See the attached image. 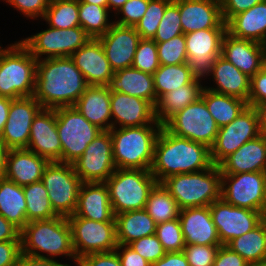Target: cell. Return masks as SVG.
Instances as JSON below:
<instances>
[{
    "mask_svg": "<svg viewBox=\"0 0 266 266\" xmlns=\"http://www.w3.org/2000/svg\"><path fill=\"white\" fill-rule=\"evenodd\" d=\"M88 86L70 57L37 60L33 96L43 108L74 106Z\"/></svg>",
    "mask_w": 266,
    "mask_h": 266,
    "instance_id": "obj_1",
    "label": "cell"
},
{
    "mask_svg": "<svg viewBox=\"0 0 266 266\" xmlns=\"http://www.w3.org/2000/svg\"><path fill=\"white\" fill-rule=\"evenodd\" d=\"M212 165L211 150L207 145L175 136L162 126L150 168L158 183L170 176L206 170Z\"/></svg>",
    "mask_w": 266,
    "mask_h": 266,
    "instance_id": "obj_2",
    "label": "cell"
},
{
    "mask_svg": "<svg viewBox=\"0 0 266 266\" xmlns=\"http://www.w3.org/2000/svg\"><path fill=\"white\" fill-rule=\"evenodd\" d=\"M21 253L37 257L55 259L67 256L76 263L72 244V230L66 217L57 216L51 219L28 222L20 230ZM39 251V252H38ZM42 254H41V253ZM47 255H43V253Z\"/></svg>",
    "mask_w": 266,
    "mask_h": 266,
    "instance_id": "obj_3",
    "label": "cell"
},
{
    "mask_svg": "<svg viewBox=\"0 0 266 266\" xmlns=\"http://www.w3.org/2000/svg\"><path fill=\"white\" fill-rule=\"evenodd\" d=\"M161 124L111 128L113 161L116 168L150 170Z\"/></svg>",
    "mask_w": 266,
    "mask_h": 266,
    "instance_id": "obj_4",
    "label": "cell"
},
{
    "mask_svg": "<svg viewBox=\"0 0 266 266\" xmlns=\"http://www.w3.org/2000/svg\"><path fill=\"white\" fill-rule=\"evenodd\" d=\"M161 184L175 199L180 210L210 206L221 198V171L214 164L206 170L170 176Z\"/></svg>",
    "mask_w": 266,
    "mask_h": 266,
    "instance_id": "obj_5",
    "label": "cell"
},
{
    "mask_svg": "<svg viewBox=\"0 0 266 266\" xmlns=\"http://www.w3.org/2000/svg\"><path fill=\"white\" fill-rule=\"evenodd\" d=\"M0 45V96L18 99L33 96L37 59L20 42Z\"/></svg>",
    "mask_w": 266,
    "mask_h": 266,
    "instance_id": "obj_6",
    "label": "cell"
},
{
    "mask_svg": "<svg viewBox=\"0 0 266 266\" xmlns=\"http://www.w3.org/2000/svg\"><path fill=\"white\" fill-rule=\"evenodd\" d=\"M114 215L145 209L148 196L158 183L150 170L117 168L105 182Z\"/></svg>",
    "mask_w": 266,
    "mask_h": 266,
    "instance_id": "obj_7",
    "label": "cell"
},
{
    "mask_svg": "<svg viewBox=\"0 0 266 266\" xmlns=\"http://www.w3.org/2000/svg\"><path fill=\"white\" fill-rule=\"evenodd\" d=\"M56 127L62 145V162L73 164L103 130L90 123L75 106L56 108Z\"/></svg>",
    "mask_w": 266,
    "mask_h": 266,
    "instance_id": "obj_8",
    "label": "cell"
},
{
    "mask_svg": "<svg viewBox=\"0 0 266 266\" xmlns=\"http://www.w3.org/2000/svg\"><path fill=\"white\" fill-rule=\"evenodd\" d=\"M42 183L54 212L58 216H72L77 208L79 189L82 184L73 164L49 162L42 174Z\"/></svg>",
    "mask_w": 266,
    "mask_h": 266,
    "instance_id": "obj_9",
    "label": "cell"
},
{
    "mask_svg": "<svg viewBox=\"0 0 266 266\" xmlns=\"http://www.w3.org/2000/svg\"><path fill=\"white\" fill-rule=\"evenodd\" d=\"M163 126L175 136L200 142L209 148L214 145L219 130L201 97L174 114Z\"/></svg>",
    "mask_w": 266,
    "mask_h": 266,
    "instance_id": "obj_10",
    "label": "cell"
},
{
    "mask_svg": "<svg viewBox=\"0 0 266 266\" xmlns=\"http://www.w3.org/2000/svg\"><path fill=\"white\" fill-rule=\"evenodd\" d=\"M221 198L233 206L266 214L264 172L221 174Z\"/></svg>",
    "mask_w": 266,
    "mask_h": 266,
    "instance_id": "obj_11",
    "label": "cell"
},
{
    "mask_svg": "<svg viewBox=\"0 0 266 266\" xmlns=\"http://www.w3.org/2000/svg\"><path fill=\"white\" fill-rule=\"evenodd\" d=\"M89 39L80 26L68 29L49 27L20 42L37 60H41L42 55H46L44 58L70 57Z\"/></svg>",
    "mask_w": 266,
    "mask_h": 266,
    "instance_id": "obj_12",
    "label": "cell"
},
{
    "mask_svg": "<svg viewBox=\"0 0 266 266\" xmlns=\"http://www.w3.org/2000/svg\"><path fill=\"white\" fill-rule=\"evenodd\" d=\"M76 258L91 253L111 252L118 246L115 222H97L69 216Z\"/></svg>",
    "mask_w": 266,
    "mask_h": 266,
    "instance_id": "obj_13",
    "label": "cell"
},
{
    "mask_svg": "<svg viewBox=\"0 0 266 266\" xmlns=\"http://www.w3.org/2000/svg\"><path fill=\"white\" fill-rule=\"evenodd\" d=\"M259 135L258 112L255 107L247 106L232 122L219 128L216 141L210 148L212 163L218 166L240 146Z\"/></svg>",
    "mask_w": 266,
    "mask_h": 266,
    "instance_id": "obj_14",
    "label": "cell"
},
{
    "mask_svg": "<svg viewBox=\"0 0 266 266\" xmlns=\"http://www.w3.org/2000/svg\"><path fill=\"white\" fill-rule=\"evenodd\" d=\"M82 183L106 182L117 169L113 161L110 131H102L73 163Z\"/></svg>",
    "mask_w": 266,
    "mask_h": 266,
    "instance_id": "obj_15",
    "label": "cell"
},
{
    "mask_svg": "<svg viewBox=\"0 0 266 266\" xmlns=\"http://www.w3.org/2000/svg\"><path fill=\"white\" fill-rule=\"evenodd\" d=\"M209 208L222 245L256 228L265 219L263 213L233 206L223 198Z\"/></svg>",
    "mask_w": 266,
    "mask_h": 266,
    "instance_id": "obj_16",
    "label": "cell"
},
{
    "mask_svg": "<svg viewBox=\"0 0 266 266\" xmlns=\"http://www.w3.org/2000/svg\"><path fill=\"white\" fill-rule=\"evenodd\" d=\"M226 32L227 28H210L184 34L188 64L196 78L202 80L211 74L215 59L221 55Z\"/></svg>",
    "mask_w": 266,
    "mask_h": 266,
    "instance_id": "obj_17",
    "label": "cell"
},
{
    "mask_svg": "<svg viewBox=\"0 0 266 266\" xmlns=\"http://www.w3.org/2000/svg\"><path fill=\"white\" fill-rule=\"evenodd\" d=\"M42 109L34 96L11 100L8 119L0 136L8 150L28 147L32 121Z\"/></svg>",
    "mask_w": 266,
    "mask_h": 266,
    "instance_id": "obj_18",
    "label": "cell"
},
{
    "mask_svg": "<svg viewBox=\"0 0 266 266\" xmlns=\"http://www.w3.org/2000/svg\"><path fill=\"white\" fill-rule=\"evenodd\" d=\"M98 39L114 72L132 67L137 45L141 39L135 27L121 26L114 23Z\"/></svg>",
    "mask_w": 266,
    "mask_h": 266,
    "instance_id": "obj_19",
    "label": "cell"
},
{
    "mask_svg": "<svg viewBox=\"0 0 266 266\" xmlns=\"http://www.w3.org/2000/svg\"><path fill=\"white\" fill-rule=\"evenodd\" d=\"M112 128L139 127L160 124L155 116V106L142 98L120 92H110Z\"/></svg>",
    "mask_w": 266,
    "mask_h": 266,
    "instance_id": "obj_20",
    "label": "cell"
},
{
    "mask_svg": "<svg viewBox=\"0 0 266 266\" xmlns=\"http://www.w3.org/2000/svg\"><path fill=\"white\" fill-rule=\"evenodd\" d=\"M49 162H62V145L56 127L55 109L43 108L31 125L29 145L26 148Z\"/></svg>",
    "mask_w": 266,
    "mask_h": 266,
    "instance_id": "obj_21",
    "label": "cell"
},
{
    "mask_svg": "<svg viewBox=\"0 0 266 266\" xmlns=\"http://www.w3.org/2000/svg\"><path fill=\"white\" fill-rule=\"evenodd\" d=\"M221 56L252 78L266 64V45L237 38L226 32L222 40Z\"/></svg>",
    "mask_w": 266,
    "mask_h": 266,
    "instance_id": "obj_22",
    "label": "cell"
},
{
    "mask_svg": "<svg viewBox=\"0 0 266 266\" xmlns=\"http://www.w3.org/2000/svg\"><path fill=\"white\" fill-rule=\"evenodd\" d=\"M70 58L82 72L88 85L108 86L114 71L99 39L90 38Z\"/></svg>",
    "mask_w": 266,
    "mask_h": 266,
    "instance_id": "obj_23",
    "label": "cell"
},
{
    "mask_svg": "<svg viewBox=\"0 0 266 266\" xmlns=\"http://www.w3.org/2000/svg\"><path fill=\"white\" fill-rule=\"evenodd\" d=\"M183 34L210 28H227L220 0H179Z\"/></svg>",
    "mask_w": 266,
    "mask_h": 266,
    "instance_id": "obj_24",
    "label": "cell"
},
{
    "mask_svg": "<svg viewBox=\"0 0 266 266\" xmlns=\"http://www.w3.org/2000/svg\"><path fill=\"white\" fill-rule=\"evenodd\" d=\"M178 218L185 245H222L209 206L182 209Z\"/></svg>",
    "mask_w": 266,
    "mask_h": 266,
    "instance_id": "obj_25",
    "label": "cell"
},
{
    "mask_svg": "<svg viewBox=\"0 0 266 266\" xmlns=\"http://www.w3.org/2000/svg\"><path fill=\"white\" fill-rule=\"evenodd\" d=\"M73 215L97 222H115L107 184L105 182L82 183L77 208Z\"/></svg>",
    "mask_w": 266,
    "mask_h": 266,
    "instance_id": "obj_26",
    "label": "cell"
},
{
    "mask_svg": "<svg viewBox=\"0 0 266 266\" xmlns=\"http://www.w3.org/2000/svg\"><path fill=\"white\" fill-rule=\"evenodd\" d=\"M49 161L28 149H10L6 154L4 177L20 186L41 181Z\"/></svg>",
    "mask_w": 266,
    "mask_h": 266,
    "instance_id": "obj_27",
    "label": "cell"
},
{
    "mask_svg": "<svg viewBox=\"0 0 266 266\" xmlns=\"http://www.w3.org/2000/svg\"><path fill=\"white\" fill-rule=\"evenodd\" d=\"M218 166L221 174L264 171L266 166V136L261 134L244 143Z\"/></svg>",
    "mask_w": 266,
    "mask_h": 266,
    "instance_id": "obj_28",
    "label": "cell"
},
{
    "mask_svg": "<svg viewBox=\"0 0 266 266\" xmlns=\"http://www.w3.org/2000/svg\"><path fill=\"white\" fill-rule=\"evenodd\" d=\"M74 106L90 123L101 130L109 131L112 128L108 86L89 85Z\"/></svg>",
    "mask_w": 266,
    "mask_h": 266,
    "instance_id": "obj_29",
    "label": "cell"
},
{
    "mask_svg": "<svg viewBox=\"0 0 266 266\" xmlns=\"http://www.w3.org/2000/svg\"><path fill=\"white\" fill-rule=\"evenodd\" d=\"M217 86L205 88L220 94L236 97L248 102L251 78L243 74L221 55L211 68V74Z\"/></svg>",
    "mask_w": 266,
    "mask_h": 266,
    "instance_id": "obj_30",
    "label": "cell"
},
{
    "mask_svg": "<svg viewBox=\"0 0 266 266\" xmlns=\"http://www.w3.org/2000/svg\"><path fill=\"white\" fill-rule=\"evenodd\" d=\"M226 25L230 35L266 45V0L233 16Z\"/></svg>",
    "mask_w": 266,
    "mask_h": 266,
    "instance_id": "obj_31",
    "label": "cell"
},
{
    "mask_svg": "<svg viewBox=\"0 0 266 266\" xmlns=\"http://www.w3.org/2000/svg\"><path fill=\"white\" fill-rule=\"evenodd\" d=\"M110 92H120L142 98L156 106V92L152 74L133 67L117 70L108 85Z\"/></svg>",
    "mask_w": 266,
    "mask_h": 266,
    "instance_id": "obj_32",
    "label": "cell"
},
{
    "mask_svg": "<svg viewBox=\"0 0 266 266\" xmlns=\"http://www.w3.org/2000/svg\"><path fill=\"white\" fill-rule=\"evenodd\" d=\"M156 225L145 209L119 213L115 215L117 242L128 245L136 239L153 235Z\"/></svg>",
    "mask_w": 266,
    "mask_h": 266,
    "instance_id": "obj_33",
    "label": "cell"
},
{
    "mask_svg": "<svg viewBox=\"0 0 266 266\" xmlns=\"http://www.w3.org/2000/svg\"><path fill=\"white\" fill-rule=\"evenodd\" d=\"M201 79L195 78L191 83L164 94L155 106L157 121L164 125L174 114L195 102L203 89Z\"/></svg>",
    "mask_w": 266,
    "mask_h": 266,
    "instance_id": "obj_34",
    "label": "cell"
},
{
    "mask_svg": "<svg viewBox=\"0 0 266 266\" xmlns=\"http://www.w3.org/2000/svg\"><path fill=\"white\" fill-rule=\"evenodd\" d=\"M23 187L5 177L0 178V214L21 230L28 222Z\"/></svg>",
    "mask_w": 266,
    "mask_h": 266,
    "instance_id": "obj_35",
    "label": "cell"
},
{
    "mask_svg": "<svg viewBox=\"0 0 266 266\" xmlns=\"http://www.w3.org/2000/svg\"><path fill=\"white\" fill-rule=\"evenodd\" d=\"M200 97L205 101L219 128L232 122L248 106L247 101L213 92L205 86Z\"/></svg>",
    "mask_w": 266,
    "mask_h": 266,
    "instance_id": "obj_36",
    "label": "cell"
},
{
    "mask_svg": "<svg viewBox=\"0 0 266 266\" xmlns=\"http://www.w3.org/2000/svg\"><path fill=\"white\" fill-rule=\"evenodd\" d=\"M247 262L266 260V219L246 234L231 240L227 245Z\"/></svg>",
    "mask_w": 266,
    "mask_h": 266,
    "instance_id": "obj_37",
    "label": "cell"
},
{
    "mask_svg": "<svg viewBox=\"0 0 266 266\" xmlns=\"http://www.w3.org/2000/svg\"><path fill=\"white\" fill-rule=\"evenodd\" d=\"M157 101L164 95L181 86L191 83L196 77L188 63L160 65L153 74Z\"/></svg>",
    "mask_w": 266,
    "mask_h": 266,
    "instance_id": "obj_38",
    "label": "cell"
},
{
    "mask_svg": "<svg viewBox=\"0 0 266 266\" xmlns=\"http://www.w3.org/2000/svg\"><path fill=\"white\" fill-rule=\"evenodd\" d=\"M145 210L156 224L174 220L180 212L177 202L161 183L151 190Z\"/></svg>",
    "mask_w": 266,
    "mask_h": 266,
    "instance_id": "obj_39",
    "label": "cell"
},
{
    "mask_svg": "<svg viewBox=\"0 0 266 266\" xmlns=\"http://www.w3.org/2000/svg\"><path fill=\"white\" fill-rule=\"evenodd\" d=\"M80 27L90 38L98 39L114 24L109 21L110 10L104 6L78 0Z\"/></svg>",
    "mask_w": 266,
    "mask_h": 266,
    "instance_id": "obj_40",
    "label": "cell"
},
{
    "mask_svg": "<svg viewBox=\"0 0 266 266\" xmlns=\"http://www.w3.org/2000/svg\"><path fill=\"white\" fill-rule=\"evenodd\" d=\"M26 200L27 222L57 217L50 203L47 189L42 181L23 186Z\"/></svg>",
    "mask_w": 266,
    "mask_h": 266,
    "instance_id": "obj_41",
    "label": "cell"
},
{
    "mask_svg": "<svg viewBox=\"0 0 266 266\" xmlns=\"http://www.w3.org/2000/svg\"><path fill=\"white\" fill-rule=\"evenodd\" d=\"M44 19L55 29L80 26L78 0H50Z\"/></svg>",
    "mask_w": 266,
    "mask_h": 266,
    "instance_id": "obj_42",
    "label": "cell"
},
{
    "mask_svg": "<svg viewBox=\"0 0 266 266\" xmlns=\"http://www.w3.org/2000/svg\"><path fill=\"white\" fill-rule=\"evenodd\" d=\"M181 34H183V29L179 13V0H172L166 6L153 40L156 43H163Z\"/></svg>",
    "mask_w": 266,
    "mask_h": 266,
    "instance_id": "obj_43",
    "label": "cell"
},
{
    "mask_svg": "<svg viewBox=\"0 0 266 266\" xmlns=\"http://www.w3.org/2000/svg\"><path fill=\"white\" fill-rule=\"evenodd\" d=\"M172 0H149L144 16L135 25L136 31L142 39H153L159 23L164 15L166 6Z\"/></svg>",
    "mask_w": 266,
    "mask_h": 266,
    "instance_id": "obj_44",
    "label": "cell"
},
{
    "mask_svg": "<svg viewBox=\"0 0 266 266\" xmlns=\"http://www.w3.org/2000/svg\"><path fill=\"white\" fill-rule=\"evenodd\" d=\"M156 44L160 65L188 63L184 34L173 37L166 42Z\"/></svg>",
    "mask_w": 266,
    "mask_h": 266,
    "instance_id": "obj_45",
    "label": "cell"
},
{
    "mask_svg": "<svg viewBox=\"0 0 266 266\" xmlns=\"http://www.w3.org/2000/svg\"><path fill=\"white\" fill-rule=\"evenodd\" d=\"M155 234L166 252L183 251L185 243L179 218L157 224Z\"/></svg>",
    "mask_w": 266,
    "mask_h": 266,
    "instance_id": "obj_46",
    "label": "cell"
},
{
    "mask_svg": "<svg viewBox=\"0 0 266 266\" xmlns=\"http://www.w3.org/2000/svg\"><path fill=\"white\" fill-rule=\"evenodd\" d=\"M159 66L156 42L153 39L141 38L137 45L132 67L153 75Z\"/></svg>",
    "mask_w": 266,
    "mask_h": 266,
    "instance_id": "obj_47",
    "label": "cell"
},
{
    "mask_svg": "<svg viewBox=\"0 0 266 266\" xmlns=\"http://www.w3.org/2000/svg\"><path fill=\"white\" fill-rule=\"evenodd\" d=\"M128 246L150 264L161 259L166 253L156 234L136 239Z\"/></svg>",
    "mask_w": 266,
    "mask_h": 266,
    "instance_id": "obj_48",
    "label": "cell"
},
{
    "mask_svg": "<svg viewBox=\"0 0 266 266\" xmlns=\"http://www.w3.org/2000/svg\"><path fill=\"white\" fill-rule=\"evenodd\" d=\"M219 246L185 245L183 253L189 266H213Z\"/></svg>",
    "mask_w": 266,
    "mask_h": 266,
    "instance_id": "obj_49",
    "label": "cell"
},
{
    "mask_svg": "<svg viewBox=\"0 0 266 266\" xmlns=\"http://www.w3.org/2000/svg\"><path fill=\"white\" fill-rule=\"evenodd\" d=\"M149 0H128L115 14H122L119 20L113 23L121 26L135 27L144 16Z\"/></svg>",
    "mask_w": 266,
    "mask_h": 266,
    "instance_id": "obj_50",
    "label": "cell"
},
{
    "mask_svg": "<svg viewBox=\"0 0 266 266\" xmlns=\"http://www.w3.org/2000/svg\"><path fill=\"white\" fill-rule=\"evenodd\" d=\"M9 3L25 17L36 19L44 16L50 0H3Z\"/></svg>",
    "mask_w": 266,
    "mask_h": 266,
    "instance_id": "obj_51",
    "label": "cell"
},
{
    "mask_svg": "<svg viewBox=\"0 0 266 266\" xmlns=\"http://www.w3.org/2000/svg\"><path fill=\"white\" fill-rule=\"evenodd\" d=\"M264 102H266V64L251 78L247 103L248 106L256 107Z\"/></svg>",
    "mask_w": 266,
    "mask_h": 266,
    "instance_id": "obj_52",
    "label": "cell"
},
{
    "mask_svg": "<svg viewBox=\"0 0 266 266\" xmlns=\"http://www.w3.org/2000/svg\"><path fill=\"white\" fill-rule=\"evenodd\" d=\"M77 266H122L116 250L111 252L91 253L79 257Z\"/></svg>",
    "mask_w": 266,
    "mask_h": 266,
    "instance_id": "obj_53",
    "label": "cell"
},
{
    "mask_svg": "<svg viewBox=\"0 0 266 266\" xmlns=\"http://www.w3.org/2000/svg\"><path fill=\"white\" fill-rule=\"evenodd\" d=\"M263 1L265 0H220L224 22L227 23L233 16L247 11L251 7Z\"/></svg>",
    "mask_w": 266,
    "mask_h": 266,
    "instance_id": "obj_54",
    "label": "cell"
},
{
    "mask_svg": "<svg viewBox=\"0 0 266 266\" xmlns=\"http://www.w3.org/2000/svg\"><path fill=\"white\" fill-rule=\"evenodd\" d=\"M21 255V241L0 242V266H17Z\"/></svg>",
    "mask_w": 266,
    "mask_h": 266,
    "instance_id": "obj_55",
    "label": "cell"
},
{
    "mask_svg": "<svg viewBox=\"0 0 266 266\" xmlns=\"http://www.w3.org/2000/svg\"><path fill=\"white\" fill-rule=\"evenodd\" d=\"M247 261L226 245L219 246L213 266H246Z\"/></svg>",
    "mask_w": 266,
    "mask_h": 266,
    "instance_id": "obj_56",
    "label": "cell"
},
{
    "mask_svg": "<svg viewBox=\"0 0 266 266\" xmlns=\"http://www.w3.org/2000/svg\"><path fill=\"white\" fill-rule=\"evenodd\" d=\"M115 250L122 266H151L146 259L133 251L128 245L118 244Z\"/></svg>",
    "mask_w": 266,
    "mask_h": 266,
    "instance_id": "obj_57",
    "label": "cell"
},
{
    "mask_svg": "<svg viewBox=\"0 0 266 266\" xmlns=\"http://www.w3.org/2000/svg\"><path fill=\"white\" fill-rule=\"evenodd\" d=\"M151 266H189L183 251L166 252L158 261L151 263Z\"/></svg>",
    "mask_w": 266,
    "mask_h": 266,
    "instance_id": "obj_58",
    "label": "cell"
},
{
    "mask_svg": "<svg viewBox=\"0 0 266 266\" xmlns=\"http://www.w3.org/2000/svg\"><path fill=\"white\" fill-rule=\"evenodd\" d=\"M21 241L20 230L0 214V242Z\"/></svg>",
    "mask_w": 266,
    "mask_h": 266,
    "instance_id": "obj_59",
    "label": "cell"
},
{
    "mask_svg": "<svg viewBox=\"0 0 266 266\" xmlns=\"http://www.w3.org/2000/svg\"><path fill=\"white\" fill-rule=\"evenodd\" d=\"M17 266H70L69 264H61L58 260L37 258L21 253Z\"/></svg>",
    "mask_w": 266,
    "mask_h": 266,
    "instance_id": "obj_60",
    "label": "cell"
},
{
    "mask_svg": "<svg viewBox=\"0 0 266 266\" xmlns=\"http://www.w3.org/2000/svg\"><path fill=\"white\" fill-rule=\"evenodd\" d=\"M11 100L9 97L0 96V136L3 133L5 123L8 119Z\"/></svg>",
    "mask_w": 266,
    "mask_h": 266,
    "instance_id": "obj_61",
    "label": "cell"
},
{
    "mask_svg": "<svg viewBox=\"0 0 266 266\" xmlns=\"http://www.w3.org/2000/svg\"><path fill=\"white\" fill-rule=\"evenodd\" d=\"M255 108L259 116L260 132L266 136V102L258 104Z\"/></svg>",
    "mask_w": 266,
    "mask_h": 266,
    "instance_id": "obj_62",
    "label": "cell"
},
{
    "mask_svg": "<svg viewBox=\"0 0 266 266\" xmlns=\"http://www.w3.org/2000/svg\"><path fill=\"white\" fill-rule=\"evenodd\" d=\"M7 151L8 149L0 140V178L4 177Z\"/></svg>",
    "mask_w": 266,
    "mask_h": 266,
    "instance_id": "obj_63",
    "label": "cell"
},
{
    "mask_svg": "<svg viewBox=\"0 0 266 266\" xmlns=\"http://www.w3.org/2000/svg\"><path fill=\"white\" fill-rule=\"evenodd\" d=\"M127 1L128 0H108V9L116 13Z\"/></svg>",
    "mask_w": 266,
    "mask_h": 266,
    "instance_id": "obj_64",
    "label": "cell"
},
{
    "mask_svg": "<svg viewBox=\"0 0 266 266\" xmlns=\"http://www.w3.org/2000/svg\"><path fill=\"white\" fill-rule=\"evenodd\" d=\"M84 3L95 4L108 8V0H81Z\"/></svg>",
    "mask_w": 266,
    "mask_h": 266,
    "instance_id": "obj_65",
    "label": "cell"
},
{
    "mask_svg": "<svg viewBox=\"0 0 266 266\" xmlns=\"http://www.w3.org/2000/svg\"><path fill=\"white\" fill-rule=\"evenodd\" d=\"M246 266H266V260L261 262H247Z\"/></svg>",
    "mask_w": 266,
    "mask_h": 266,
    "instance_id": "obj_66",
    "label": "cell"
},
{
    "mask_svg": "<svg viewBox=\"0 0 266 266\" xmlns=\"http://www.w3.org/2000/svg\"><path fill=\"white\" fill-rule=\"evenodd\" d=\"M264 176H265V181H266V166H265V168H264Z\"/></svg>",
    "mask_w": 266,
    "mask_h": 266,
    "instance_id": "obj_67",
    "label": "cell"
}]
</instances>
